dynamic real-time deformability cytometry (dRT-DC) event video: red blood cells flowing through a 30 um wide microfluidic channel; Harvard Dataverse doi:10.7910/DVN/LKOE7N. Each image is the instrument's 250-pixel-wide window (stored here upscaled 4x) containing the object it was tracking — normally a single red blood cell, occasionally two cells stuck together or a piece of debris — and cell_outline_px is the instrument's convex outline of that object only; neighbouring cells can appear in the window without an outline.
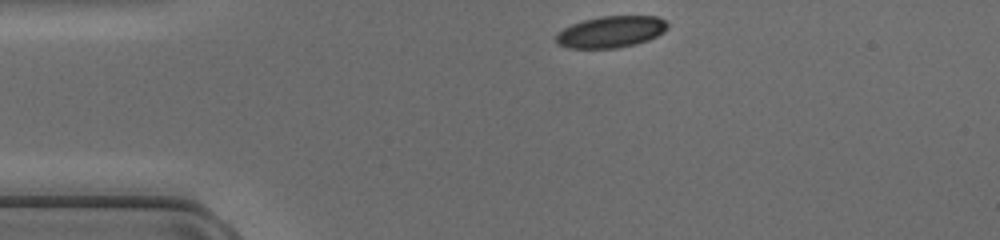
{"species": "common noctule bat (a hibernating species)", "species_latin": "Nyctalus noctula", "temperature_condition": "cold", "stored_images_in_passage": 38, "camera_frame_rate_fps": 3000, "um_per_image_px": 0.085, "animal": {"sex": "female", "body_mass_g": 17.0, "forearm_length_mm": 48.0}, "frame": {"image": 1, "passage_image": 1, "time_ms": 0.0, "image_size_px": [1000, 240], "cell_outline_px": [[668, 28], [664, 32], [648, 40], [636, 44], [616, 48], [568, 48], [556, 44], [556, 36], [564, 28], [572, 24], [584, 20], [600, 16], [656, 16], [664, 20], [668, 24]], "centroid_in_image_um": [51.94, 2.71], "position_along_channel_um": 33.1, "area_um2": 20.46}}
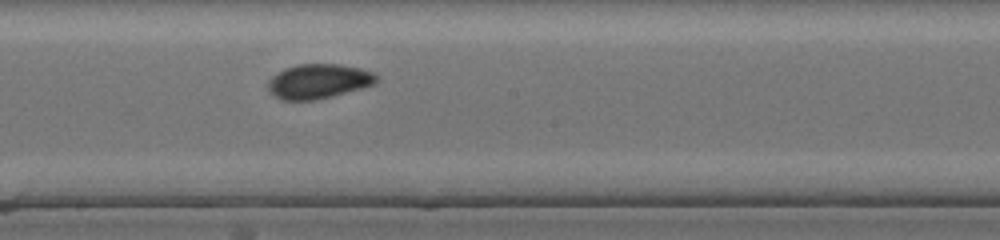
{"frame": {"image": 2, "passage_image": 17, "time_ms": 5.333, "image_size_px": [1000, 240], "cell_outline_px": [[376, 84], [332, 96], [316, 100], [280, 100], [268, 92], [268, 80], [272, 76], [284, 68], [296, 64], [340, 64], [360, 68], [372, 72], [376, 76]], "centroid_in_image_um": [27.03, 6.91], "position_along_channel_um": 221.2, "area_um2": 21.96}}
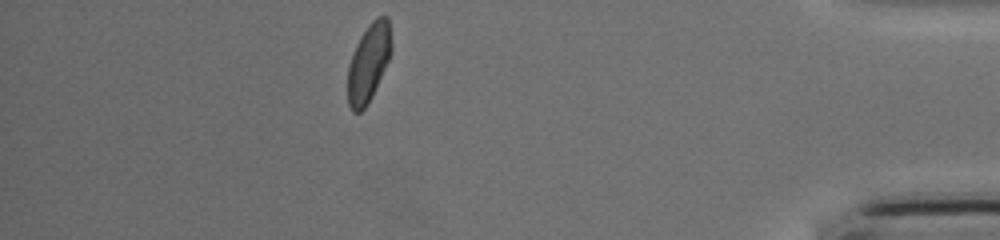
{"frame": {"image": 3, "passage_image": 33, "time_ms": 10.667, "image_size_px": [1000, 240], "cell_outline_px": [[392, 52], [372, 96], [368, 104], [360, 112], [352, 112], [348, 104], [348, 64], [356, 44], [360, 36], [372, 20], [376, 16], [388, 16], [392, 44]], "centroid_in_image_um": [31.33, 5.32], "position_along_channel_um": 403.9, "area_um2": 19.94}}